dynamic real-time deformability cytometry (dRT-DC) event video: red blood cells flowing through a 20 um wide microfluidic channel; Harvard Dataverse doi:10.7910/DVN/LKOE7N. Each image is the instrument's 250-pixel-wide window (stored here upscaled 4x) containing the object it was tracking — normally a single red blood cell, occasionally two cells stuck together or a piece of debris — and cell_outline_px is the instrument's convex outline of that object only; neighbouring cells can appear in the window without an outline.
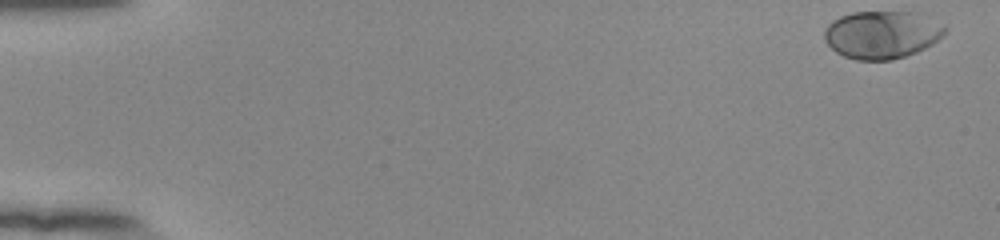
{"species": "human", "species_latin": "Homo sapiens", "temperature_condition": "room temperature", "stored_images_in_passage": 53, "camera_frame_rate_fps": 3000, "um_per_image_px": 0.085, "donor": {"sex": "female"}, "frame": {"image": 1, "passage_image": 1, "time_ms": 0.0, "image_size_px": [1000, 240], "cell_outline_px": [[948, 28], [936, 40], [924, 48], [916, 52], [892, 60], [856, 60], [844, 56], [836, 52], [824, 40], [824, 32], [828, 24], [832, 20], [840, 16], [852, 12], [912, 12]], "centroid_in_image_um": [74.88, 2.96], "position_along_channel_um": 10.1, "area_um2": 33.0}}
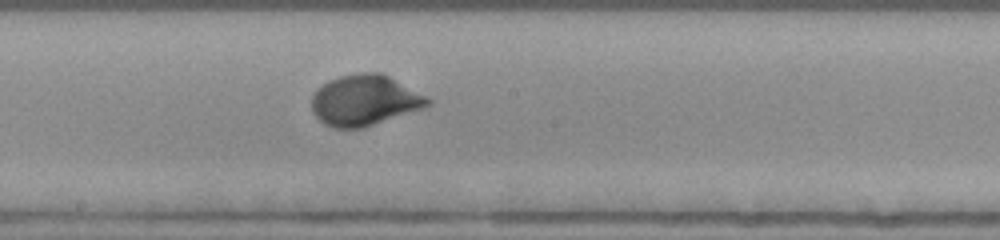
{"frame": {"image": 2, "passage_image": 30, "time_ms": 9.667, "image_size_px": [1000, 240], "cell_outline_px": [[432, 100], [424, 108], [360, 128], [332, 128], [324, 124], [312, 112], [312, 96], [316, 88], [328, 80], [340, 76], [360, 72], [384, 72], [428, 96]], "centroid_in_image_um": [30.99, 8.5], "position_along_channel_um": 217.2, "area_um2": 34.56}}
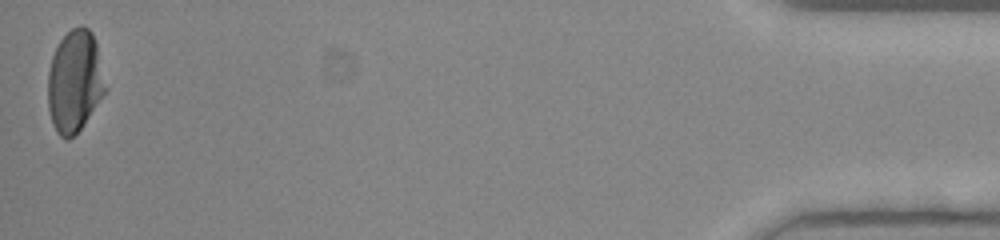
{"frame": {"image": 3, "passage_image": 53, "time_ms": 17.333, "image_size_px": [1000, 240], "cell_outline_px": [[108, 88], [80, 128], [68, 140], [64, 140], [56, 132], [52, 124], [48, 108], [48, 72], [52, 56], [60, 40], [72, 28], [80, 24], [88, 28], [92, 32], [96, 44]], "centroid_in_image_um": [6.35, 6.91], "position_along_channel_um": 428.9, "area_um2": 34.16}, "authors_computed_cell_mechanics": {"area_um2": 32.8304, "velocity_mm_per_s": 3.8631, "shape_relaxation_time_tau1_ms": 2.9063, "shape_relaxation_time_tau2_ms": null, "deformation_change_tau1": 0.1845, "deformation_change_tau2": null}}